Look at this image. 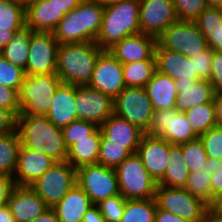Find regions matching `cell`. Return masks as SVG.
<instances>
[{
  "mask_svg": "<svg viewBox=\"0 0 222 222\" xmlns=\"http://www.w3.org/2000/svg\"><path fill=\"white\" fill-rule=\"evenodd\" d=\"M99 128L101 130L100 144L123 145L132 154L136 153L145 134L138 126L131 124L114 113Z\"/></svg>",
  "mask_w": 222,
  "mask_h": 222,
  "instance_id": "cell-17",
  "label": "cell"
},
{
  "mask_svg": "<svg viewBox=\"0 0 222 222\" xmlns=\"http://www.w3.org/2000/svg\"><path fill=\"white\" fill-rule=\"evenodd\" d=\"M88 87L108 95L113 100L126 88L122 63L108 50L99 55Z\"/></svg>",
  "mask_w": 222,
  "mask_h": 222,
  "instance_id": "cell-14",
  "label": "cell"
},
{
  "mask_svg": "<svg viewBox=\"0 0 222 222\" xmlns=\"http://www.w3.org/2000/svg\"><path fill=\"white\" fill-rule=\"evenodd\" d=\"M7 206L16 222H32L49 208L29 186H15Z\"/></svg>",
  "mask_w": 222,
  "mask_h": 222,
  "instance_id": "cell-21",
  "label": "cell"
},
{
  "mask_svg": "<svg viewBox=\"0 0 222 222\" xmlns=\"http://www.w3.org/2000/svg\"><path fill=\"white\" fill-rule=\"evenodd\" d=\"M0 107L11 111L17 117L20 113L18 92L10 87L0 85Z\"/></svg>",
  "mask_w": 222,
  "mask_h": 222,
  "instance_id": "cell-46",
  "label": "cell"
},
{
  "mask_svg": "<svg viewBox=\"0 0 222 222\" xmlns=\"http://www.w3.org/2000/svg\"><path fill=\"white\" fill-rule=\"evenodd\" d=\"M91 2L101 3L103 5L110 3L112 0H87Z\"/></svg>",
  "mask_w": 222,
  "mask_h": 222,
  "instance_id": "cell-62",
  "label": "cell"
},
{
  "mask_svg": "<svg viewBox=\"0 0 222 222\" xmlns=\"http://www.w3.org/2000/svg\"><path fill=\"white\" fill-rule=\"evenodd\" d=\"M24 76L25 73L22 69L11 64L0 55V85L10 87L18 92Z\"/></svg>",
  "mask_w": 222,
  "mask_h": 222,
  "instance_id": "cell-43",
  "label": "cell"
},
{
  "mask_svg": "<svg viewBox=\"0 0 222 222\" xmlns=\"http://www.w3.org/2000/svg\"><path fill=\"white\" fill-rule=\"evenodd\" d=\"M213 101L215 106L216 123L218 126H222V91L215 92Z\"/></svg>",
  "mask_w": 222,
  "mask_h": 222,
  "instance_id": "cell-55",
  "label": "cell"
},
{
  "mask_svg": "<svg viewBox=\"0 0 222 222\" xmlns=\"http://www.w3.org/2000/svg\"><path fill=\"white\" fill-rule=\"evenodd\" d=\"M211 191L215 203L222 197V165L211 175Z\"/></svg>",
  "mask_w": 222,
  "mask_h": 222,
  "instance_id": "cell-50",
  "label": "cell"
},
{
  "mask_svg": "<svg viewBox=\"0 0 222 222\" xmlns=\"http://www.w3.org/2000/svg\"><path fill=\"white\" fill-rule=\"evenodd\" d=\"M76 86L61 83L54 94V99L46 117L58 128H63L78 120L76 113Z\"/></svg>",
  "mask_w": 222,
  "mask_h": 222,
  "instance_id": "cell-24",
  "label": "cell"
},
{
  "mask_svg": "<svg viewBox=\"0 0 222 222\" xmlns=\"http://www.w3.org/2000/svg\"><path fill=\"white\" fill-rule=\"evenodd\" d=\"M26 26L34 32L53 33L65 16L51 0H39L25 8Z\"/></svg>",
  "mask_w": 222,
  "mask_h": 222,
  "instance_id": "cell-25",
  "label": "cell"
},
{
  "mask_svg": "<svg viewBox=\"0 0 222 222\" xmlns=\"http://www.w3.org/2000/svg\"><path fill=\"white\" fill-rule=\"evenodd\" d=\"M100 142L101 130L99 128L89 139L79 140L68 150L67 162L75 169L98 164Z\"/></svg>",
  "mask_w": 222,
  "mask_h": 222,
  "instance_id": "cell-30",
  "label": "cell"
},
{
  "mask_svg": "<svg viewBox=\"0 0 222 222\" xmlns=\"http://www.w3.org/2000/svg\"><path fill=\"white\" fill-rule=\"evenodd\" d=\"M140 31L156 39L178 20L173 0H139Z\"/></svg>",
  "mask_w": 222,
  "mask_h": 222,
  "instance_id": "cell-15",
  "label": "cell"
},
{
  "mask_svg": "<svg viewBox=\"0 0 222 222\" xmlns=\"http://www.w3.org/2000/svg\"><path fill=\"white\" fill-rule=\"evenodd\" d=\"M215 205L222 208V197L215 203Z\"/></svg>",
  "mask_w": 222,
  "mask_h": 222,
  "instance_id": "cell-63",
  "label": "cell"
},
{
  "mask_svg": "<svg viewBox=\"0 0 222 222\" xmlns=\"http://www.w3.org/2000/svg\"><path fill=\"white\" fill-rule=\"evenodd\" d=\"M104 5L83 0L60 20L53 34L59 44L95 42L99 33Z\"/></svg>",
  "mask_w": 222,
  "mask_h": 222,
  "instance_id": "cell-4",
  "label": "cell"
},
{
  "mask_svg": "<svg viewBox=\"0 0 222 222\" xmlns=\"http://www.w3.org/2000/svg\"><path fill=\"white\" fill-rule=\"evenodd\" d=\"M194 21L206 38L208 47L222 51V9L207 6Z\"/></svg>",
  "mask_w": 222,
  "mask_h": 222,
  "instance_id": "cell-29",
  "label": "cell"
},
{
  "mask_svg": "<svg viewBox=\"0 0 222 222\" xmlns=\"http://www.w3.org/2000/svg\"><path fill=\"white\" fill-rule=\"evenodd\" d=\"M127 199L121 194L111 196L107 199L101 200L96 204L106 222H120Z\"/></svg>",
  "mask_w": 222,
  "mask_h": 222,
  "instance_id": "cell-41",
  "label": "cell"
},
{
  "mask_svg": "<svg viewBox=\"0 0 222 222\" xmlns=\"http://www.w3.org/2000/svg\"><path fill=\"white\" fill-rule=\"evenodd\" d=\"M203 222H222V208L216 205L208 206Z\"/></svg>",
  "mask_w": 222,
  "mask_h": 222,
  "instance_id": "cell-53",
  "label": "cell"
},
{
  "mask_svg": "<svg viewBox=\"0 0 222 222\" xmlns=\"http://www.w3.org/2000/svg\"><path fill=\"white\" fill-rule=\"evenodd\" d=\"M179 20L194 21L207 7L206 0H173Z\"/></svg>",
  "mask_w": 222,
  "mask_h": 222,
  "instance_id": "cell-44",
  "label": "cell"
},
{
  "mask_svg": "<svg viewBox=\"0 0 222 222\" xmlns=\"http://www.w3.org/2000/svg\"><path fill=\"white\" fill-rule=\"evenodd\" d=\"M146 134L161 137L170 144H182L199 136L192 129L184 112L176 108L155 110Z\"/></svg>",
  "mask_w": 222,
  "mask_h": 222,
  "instance_id": "cell-12",
  "label": "cell"
},
{
  "mask_svg": "<svg viewBox=\"0 0 222 222\" xmlns=\"http://www.w3.org/2000/svg\"><path fill=\"white\" fill-rule=\"evenodd\" d=\"M157 39L139 33L116 42L108 51L122 64L142 60H156L155 46Z\"/></svg>",
  "mask_w": 222,
  "mask_h": 222,
  "instance_id": "cell-19",
  "label": "cell"
},
{
  "mask_svg": "<svg viewBox=\"0 0 222 222\" xmlns=\"http://www.w3.org/2000/svg\"><path fill=\"white\" fill-rule=\"evenodd\" d=\"M19 30H2L0 29V51L9 43L13 38L14 33Z\"/></svg>",
  "mask_w": 222,
  "mask_h": 222,
  "instance_id": "cell-57",
  "label": "cell"
},
{
  "mask_svg": "<svg viewBox=\"0 0 222 222\" xmlns=\"http://www.w3.org/2000/svg\"><path fill=\"white\" fill-rule=\"evenodd\" d=\"M56 163L46 154L31 150L23 145L18 153V163L13 175L16 186H30Z\"/></svg>",
  "mask_w": 222,
  "mask_h": 222,
  "instance_id": "cell-20",
  "label": "cell"
},
{
  "mask_svg": "<svg viewBox=\"0 0 222 222\" xmlns=\"http://www.w3.org/2000/svg\"><path fill=\"white\" fill-rule=\"evenodd\" d=\"M192 196L201 199L208 206L214 205V197L211 191V175L206 169L191 172L184 187Z\"/></svg>",
  "mask_w": 222,
  "mask_h": 222,
  "instance_id": "cell-37",
  "label": "cell"
},
{
  "mask_svg": "<svg viewBox=\"0 0 222 222\" xmlns=\"http://www.w3.org/2000/svg\"><path fill=\"white\" fill-rule=\"evenodd\" d=\"M179 145L182 147L189 173L201 171L204 168L208 157L199 137Z\"/></svg>",
  "mask_w": 222,
  "mask_h": 222,
  "instance_id": "cell-39",
  "label": "cell"
},
{
  "mask_svg": "<svg viewBox=\"0 0 222 222\" xmlns=\"http://www.w3.org/2000/svg\"><path fill=\"white\" fill-rule=\"evenodd\" d=\"M16 130L21 145L46 154L56 162L67 161L68 149L64 144L62 128L42 115H18Z\"/></svg>",
  "mask_w": 222,
  "mask_h": 222,
  "instance_id": "cell-1",
  "label": "cell"
},
{
  "mask_svg": "<svg viewBox=\"0 0 222 222\" xmlns=\"http://www.w3.org/2000/svg\"><path fill=\"white\" fill-rule=\"evenodd\" d=\"M82 222H106L97 205H92L84 214Z\"/></svg>",
  "mask_w": 222,
  "mask_h": 222,
  "instance_id": "cell-52",
  "label": "cell"
},
{
  "mask_svg": "<svg viewBox=\"0 0 222 222\" xmlns=\"http://www.w3.org/2000/svg\"><path fill=\"white\" fill-rule=\"evenodd\" d=\"M175 84L178 94L175 108L179 112H185L214 99L215 90L209 80L181 81L177 79Z\"/></svg>",
  "mask_w": 222,
  "mask_h": 222,
  "instance_id": "cell-23",
  "label": "cell"
},
{
  "mask_svg": "<svg viewBox=\"0 0 222 222\" xmlns=\"http://www.w3.org/2000/svg\"><path fill=\"white\" fill-rule=\"evenodd\" d=\"M0 222H16L7 205L0 207Z\"/></svg>",
  "mask_w": 222,
  "mask_h": 222,
  "instance_id": "cell-59",
  "label": "cell"
},
{
  "mask_svg": "<svg viewBox=\"0 0 222 222\" xmlns=\"http://www.w3.org/2000/svg\"><path fill=\"white\" fill-rule=\"evenodd\" d=\"M213 50L207 47L196 56L192 57L194 71L200 80H210L212 72Z\"/></svg>",
  "mask_w": 222,
  "mask_h": 222,
  "instance_id": "cell-45",
  "label": "cell"
},
{
  "mask_svg": "<svg viewBox=\"0 0 222 222\" xmlns=\"http://www.w3.org/2000/svg\"><path fill=\"white\" fill-rule=\"evenodd\" d=\"M61 83L56 73L25 75L18 91L19 115L46 116Z\"/></svg>",
  "mask_w": 222,
  "mask_h": 222,
  "instance_id": "cell-5",
  "label": "cell"
},
{
  "mask_svg": "<svg viewBox=\"0 0 222 222\" xmlns=\"http://www.w3.org/2000/svg\"><path fill=\"white\" fill-rule=\"evenodd\" d=\"M58 45L53 33L34 32L29 46L25 75L56 73Z\"/></svg>",
  "mask_w": 222,
  "mask_h": 222,
  "instance_id": "cell-13",
  "label": "cell"
},
{
  "mask_svg": "<svg viewBox=\"0 0 222 222\" xmlns=\"http://www.w3.org/2000/svg\"><path fill=\"white\" fill-rule=\"evenodd\" d=\"M210 83L215 92L222 91V51H213Z\"/></svg>",
  "mask_w": 222,
  "mask_h": 222,
  "instance_id": "cell-47",
  "label": "cell"
},
{
  "mask_svg": "<svg viewBox=\"0 0 222 222\" xmlns=\"http://www.w3.org/2000/svg\"><path fill=\"white\" fill-rule=\"evenodd\" d=\"M119 194L127 200L151 199L157 183L144 167L140 157L133 153L116 169Z\"/></svg>",
  "mask_w": 222,
  "mask_h": 222,
  "instance_id": "cell-6",
  "label": "cell"
},
{
  "mask_svg": "<svg viewBox=\"0 0 222 222\" xmlns=\"http://www.w3.org/2000/svg\"><path fill=\"white\" fill-rule=\"evenodd\" d=\"M32 222H60L53 208H47L40 216L36 217Z\"/></svg>",
  "mask_w": 222,
  "mask_h": 222,
  "instance_id": "cell-56",
  "label": "cell"
},
{
  "mask_svg": "<svg viewBox=\"0 0 222 222\" xmlns=\"http://www.w3.org/2000/svg\"><path fill=\"white\" fill-rule=\"evenodd\" d=\"M76 184L95 205L119 194L115 169L100 164L85 165L76 169Z\"/></svg>",
  "mask_w": 222,
  "mask_h": 222,
  "instance_id": "cell-10",
  "label": "cell"
},
{
  "mask_svg": "<svg viewBox=\"0 0 222 222\" xmlns=\"http://www.w3.org/2000/svg\"><path fill=\"white\" fill-rule=\"evenodd\" d=\"M76 185V169L67 161L56 162L32 185L37 195L52 208Z\"/></svg>",
  "mask_w": 222,
  "mask_h": 222,
  "instance_id": "cell-8",
  "label": "cell"
},
{
  "mask_svg": "<svg viewBox=\"0 0 222 222\" xmlns=\"http://www.w3.org/2000/svg\"><path fill=\"white\" fill-rule=\"evenodd\" d=\"M155 222H189L176 214L157 208Z\"/></svg>",
  "mask_w": 222,
  "mask_h": 222,
  "instance_id": "cell-51",
  "label": "cell"
},
{
  "mask_svg": "<svg viewBox=\"0 0 222 222\" xmlns=\"http://www.w3.org/2000/svg\"><path fill=\"white\" fill-rule=\"evenodd\" d=\"M103 51L95 42L59 44L56 74L62 83L88 86Z\"/></svg>",
  "mask_w": 222,
  "mask_h": 222,
  "instance_id": "cell-3",
  "label": "cell"
},
{
  "mask_svg": "<svg viewBox=\"0 0 222 222\" xmlns=\"http://www.w3.org/2000/svg\"><path fill=\"white\" fill-rule=\"evenodd\" d=\"M139 8V0H112L105 4L95 43L108 50L123 38L141 33Z\"/></svg>",
  "mask_w": 222,
  "mask_h": 222,
  "instance_id": "cell-2",
  "label": "cell"
},
{
  "mask_svg": "<svg viewBox=\"0 0 222 222\" xmlns=\"http://www.w3.org/2000/svg\"><path fill=\"white\" fill-rule=\"evenodd\" d=\"M208 7H215L222 9V0H206Z\"/></svg>",
  "mask_w": 222,
  "mask_h": 222,
  "instance_id": "cell-60",
  "label": "cell"
},
{
  "mask_svg": "<svg viewBox=\"0 0 222 222\" xmlns=\"http://www.w3.org/2000/svg\"><path fill=\"white\" fill-rule=\"evenodd\" d=\"M92 205L89 196L76 184L52 208L60 222H82L84 214Z\"/></svg>",
  "mask_w": 222,
  "mask_h": 222,
  "instance_id": "cell-27",
  "label": "cell"
},
{
  "mask_svg": "<svg viewBox=\"0 0 222 222\" xmlns=\"http://www.w3.org/2000/svg\"><path fill=\"white\" fill-rule=\"evenodd\" d=\"M122 67L126 87H145L157 70L156 60L131 62L122 64Z\"/></svg>",
  "mask_w": 222,
  "mask_h": 222,
  "instance_id": "cell-33",
  "label": "cell"
},
{
  "mask_svg": "<svg viewBox=\"0 0 222 222\" xmlns=\"http://www.w3.org/2000/svg\"><path fill=\"white\" fill-rule=\"evenodd\" d=\"M184 113L198 136L217 126L214 101L195 106Z\"/></svg>",
  "mask_w": 222,
  "mask_h": 222,
  "instance_id": "cell-36",
  "label": "cell"
},
{
  "mask_svg": "<svg viewBox=\"0 0 222 222\" xmlns=\"http://www.w3.org/2000/svg\"><path fill=\"white\" fill-rule=\"evenodd\" d=\"M154 199L157 208L176 214L189 222H203L208 207L184 188L157 185Z\"/></svg>",
  "mask_w": 222,
  "mask_h": 222,
  "instance_id": "cell-9",
  "label": "cell"
},
{
  "mask_svg": "<svg viewBox=\"0 0 222 222\" xmlns=\"http://www.w3.org/2000/svg\"><path fill=\"white\" fill-rule=\"evenodd\" d=\"M98 129L97 124L84 120H76L64 126L62 131L66 148L69 150L79 140L89 139Z\"/></svg>",
  "mask_w": 222,
  "mask_h": 222,
  "instance_id": "cell-38",
  "label": "cell"
},
{
  "mask_svg": "<svg viewBox=\"0 0 222 222\" xmlns=\"http://www.w3.org/2000/svg\"><path fill=\"white\" fill-rule=\"evenodd\" d=\"M131 154L123 145L100 144L98 164L116 169Z\"/></svg>",
  "mask_w": 222,
  "mask_h": 222,
  "instance_id": "cell-40",
  "label": "cell"
},
{
  "mask_svg": "<svg viewBox=\"0 0 222 222\" xmlns=\"http://www.w3.org/2000/svg\"><path fill=\"white\" fill-rule=\"evenodd\" d=\"M33 30L27 26L14 33L13 38L9 43L0 51L8 62L22 69L25 73L26 63L28 60L29 46L31 42Z\"/></svg>",
  "mask_w": 222,
  "mask_h": 222,
  "instance_id": "cell-31",
  "label": "cell"
},
{
  "mask_svg": "<svg viewBox=\"0 0 222 222\" xmlns=\"http://www.w3.org/2000/svg\"><path fill=\"white\" fill-rule=\"evenodd\" d=\"M162 47L192 58L208 45L195 21L176 20L157 38Z\"/></svg>",
  "mask_w": 222,
  "mask_h": 222,
  "instance_id": "cell-7",
  "label": "cell"
},
{
  "mask_svg": "<svg viewBox=\"0 0 222 222\" xmlns=\"http://www.w3.org/2000/svg\"><path fill=\"white\" fill-rule=\"evenodd\" d=\"M113 103L114 114L148 131L154 110L144 87H126Z\"/></svg>",
  "mask_w": 222,
  "mask_h": 222,
  "instance_id": "cell-11",
  "label": "cell"
},
{
  "mask_svg": "<svg viewBox=\"0 0 222 222\" xmlns=\"http://www.w3.org/2000/svg\"><path fill=\"white\" fill-rule=\"evenodd\" d=\"M15 186L12 176L0 175V207L7 205L10 193Z\"/></svg>",
  "mask_w": 222,
  "mask_h": 222,
  "instance_id": "cell-49",
  "label": "cell"
},
{
  "mask_svg": "<svg viewBox=\"0 0 222 222\" xmlns=\"http://www.w3.org/2000/svg\"><path fill=\"white\" fill-rule=\"evenodd\" d=\"M145 91L151 100L153 110H171L175 108L177 90L175 80L156 70L152 79L145 85Z\"/></svg>",
  "mask_w": 222,
  "mask_h": 222,
  "instance_id": "cell-26",
  "label": "cell"
},
{
  "mask_svg": "<svg viewBox=\"0 0 222 222\" xmlns=\"http://www.w3.org/2000/svg\"><path fill=\"white\" fill-rule=\"evenodd\" d=\"M208 158L222 159V126H214L199 135Z\"/></svg>",
  "mask_w": 222,
  "mask_h": 222,
  "instance_id": "cell-42",
  "label": "cell"
},
{
  "mask_svg": "<svg viewBox=\"0 0 222 222\" xmlns=\"http://www.w3.org/2000/svg\"><path fill=\"white\" fill-rule=\"evenodd\" d=\"M75 103L78 120L92 122L98 126L113 114V99L88 86H76Z\"/></svg>",
  "mask_w": 222,
  "mask_h": 222,
  "instance_id": "cell-16",
  "label": "cell"
},
{
  "mask_svg": "<svg viewBox=\"0 0 222 222\" xmlns=\"http://www.w3.org/2000/svg\"><path fill=\"white\" fill-rule=\"evenodd\" d=\"M156 210L154 198L127 200L120 222H155Z\"/></svg>",
  "mask_w": 222,
  "mask_h": 222,
  "instance_id": "cell-34",
  "label": "cell"
},
{
  "mask_svg": "<svg viewBox=\"0 0 222 222\" xmlns=\"http://www.w3.org/2000/svg\"><path fill=\"white\" fill-rule=\"evenodd\" d=\"M189 176V170L186 165L182 147L177 144L169 143V162L164 176L157 182L170 188H184Z\"/></svg>",
  "mask_w": 222,
  "mask_h": 222,
  "instance_id": "cell-28",
  "label": "cell"
},
{
  "mask_svg": "<svg viewBox=\"0 0 222 222\" xmlns=\"http://www.w3.org/2000/svg\"><path fill=\"white\" fill-rule=\"evenodd\" d=\"M21 141L17 130L0 134V175H14Z\"/></svg>",
  "mask_w": 222,
  "mask_h": 222,
  "instance_id": "cell-32",
  "label": "cell"
},
{
  "mask_svg": "<svg viewBox=\"0 0 222 222\" xmlns=\"http://www.w3.org/2000/svg\"><path fill=\"white\" fill-rule=\"evenodd\" d=\"M157 70L170 76L172 79L181 81L200 80L194 71L192 59L176 51L162 48L158 43L155 46Z\"/></svg>",
  "mask_w": 222,
  "mask_h": 222,
  "instance_id": "cell-22",
  "label": "cell"
},
{
  "mask_svg": "<svg viewBox=\"0 0 222 222\" xmlns=\"http://www.w3.org/2000/svg\"><path fill=\"white\" fill-rule=\"evenodd\" d=\"M25 26V7L18 0H1L0 29L21 30Z\"/></svg>",
  "mask_w": 222,
  "mask_h": 222,
  "instance_id": "cell-35",
  "label": "cell"
},
{
  "mask_svg": "<svg viewBox=\"0 0 222 222\" xmlns=\"http://www.w3.org/2000/svg\"><path fill=\"white\" fill-rule=\"evenodd\" d=\"M144 167L157 183L166 171L169 162V142L161 137L144 134L137 148Z\"/></svg>",
  "mask_w": 222,
  "mask_h": 222,
  "instance_id": "cell-18",
  "label": "cell"
},
{
  "mask_svg": "<svg viewBox=\"0 0 222 222\" xmlns=\"http://www.w3.org/2000/svg\"><path fill=\"white\" fill-rule=\"evenodd\" d=\"M222 165V159H212L207 158L205 166L203 169L208 171V174L212 175L216 170H218Z\"/></svg>",
  "mask_w": 222,
  "mask_h": 222,
  "instance_id": "cell-58",
  "label": "cell"
},
{
  "mask_svg": "<svg viewBox=\"0 0 222 222\" xmlns=\"http://www.w3.org/2000/svg\"><path fill=\"white\" fill-rule=\"evenodd\" d=\"M25 8L39 0H18Z\"/></svg>",
  "mask_w": 222,
  "mask_h": 222,
  "instance_id": "cell-61",
  "label": "cell"
},
{
  "mask_svg": "<svg viewBox=\"0 0 222 222\" xmlns=\"http://www.w3.org/2000/svg\"><path fill=\"white\" fill-rule=\"evenodd\" d=\"M56 4L61 12L67 14L75 9L83 0H51Z\"/></svg>",
  "mask_w": 222,
  "mask_h": 222,
  "instance_id": "cell-54",
  "label": "cell"
},
{
  "mask_svg": "<svg viewBox=\"0 0 222 222\" xmlns=\"http://www.w3.org/2000/svg\"><path fill=\"white\" fill-rule=\"evenodd\" d=\"M16 130V116L9 110L0 107V134Z\"/></svg>",
  "mask_w": 222,
  "mask_h": 222,
  "instance_id": "cell-48",
  "label": "cell"
}]
</instances>
